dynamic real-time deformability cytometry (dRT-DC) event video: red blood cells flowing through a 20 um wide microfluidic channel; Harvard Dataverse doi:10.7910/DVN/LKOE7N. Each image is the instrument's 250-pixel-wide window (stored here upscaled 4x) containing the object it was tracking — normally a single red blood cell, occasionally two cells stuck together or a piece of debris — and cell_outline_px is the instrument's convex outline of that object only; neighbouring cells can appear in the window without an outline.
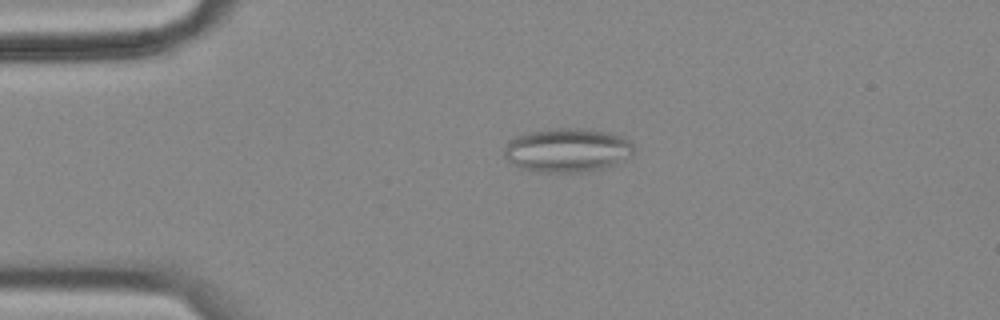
{"species": "common noctule bat (a hibernating species)", "species_latin": "Nyctalus noctula", "temperature_condition": "cold", "stored_images_in_passage": 53, "camera_frame_rate_fps": 3000, "um_per_image_px": 0.085, "animal": {"sex": "female", "body_mass_g": 18.4}, "frame": {"image": 1, "passage_image": 8, "time_ms": 2.333, "image_size_px": [1000, 320], "cell_outline_px": [[636, 152], [632, 156], [612, 164], [600, 168], [584, 172], [536, 172], [520, 168], [512, 164], [504, 156], [504, 152], [508, 140], [516, 136], [528, 132], [548, 128], [580, 128], [608, 132], [624, 136], [632, 140], [636, 148]], "centroid_in_image_um": [48.24, 12.75], "position_along_channel_um": 36.8, "area_um2": 33.64}, "authors_computed_cell_mechanics": {"area_um2": 25.6054, "velocity_mm_per_s": 3.5163, "shape_relaxation_time_tau1_ms": null, "shape_relaxation_time_tau2_ms": 2.7451, "deformation_change_tau1": null, "deformation_change_tau2": 0.1012}}